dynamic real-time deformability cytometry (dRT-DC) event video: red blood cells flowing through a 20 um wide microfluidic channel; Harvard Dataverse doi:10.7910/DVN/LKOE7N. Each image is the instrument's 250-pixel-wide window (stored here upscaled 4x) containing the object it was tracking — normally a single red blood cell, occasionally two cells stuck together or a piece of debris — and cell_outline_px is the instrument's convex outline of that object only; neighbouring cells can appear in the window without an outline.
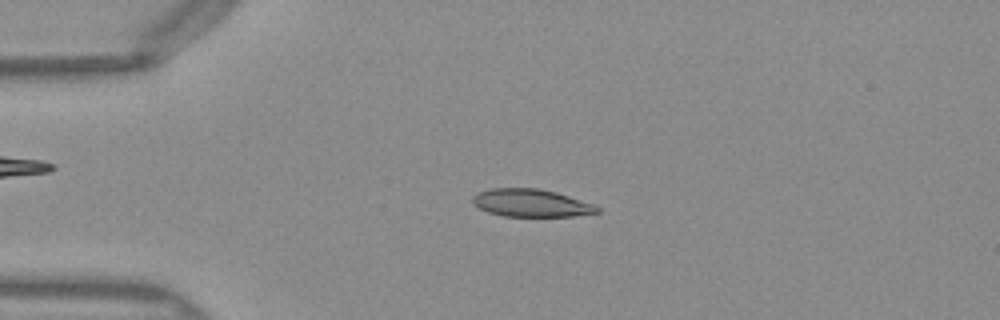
{"species": "Egyptian fruit bat (a non-hibernating species)", "species_latin": "Rousettus aegyptiacus", "temperature_condition": "warm", "stored_images_in_passage": 49, "camera_frame_rate_fps": 3000, "um_per_image_px": 0.085, "frame": {"image": 1, "passage_image": 11, "time_ms": 3.333, "image_size_px": [1000, 320], "cell_outline_px": [[600, 212], [572, 216], [504, 216], [488, 212], [480, 208], [472, 200], [472, 196], [476, 192], [492, 188], [536, 188], [556, 192], [596, 204], [600, 208]], "centroid_in_image_um": [45.17, 17.25], "position_along_channel_um": 39.8, "area_um2": 20.11}}
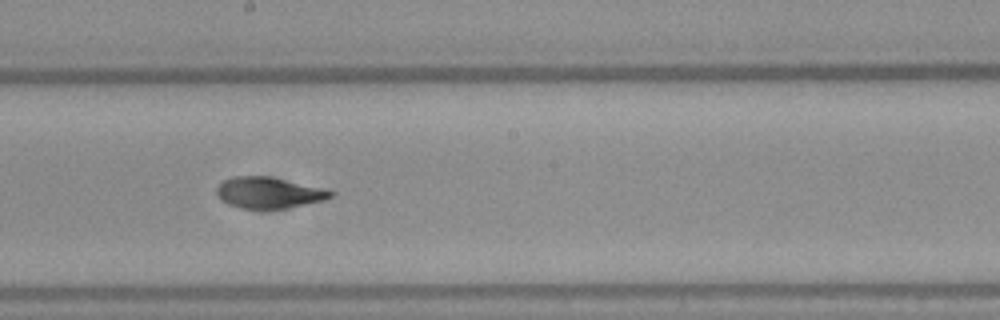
{"frame": {"image": 2, "passage_image": 27, "time_ms": 8.667, "image_size_px": [1000, 320], "cell_outline_px": [[336, 192], [332, 196], [324, 200], [284, 208], [240, 208], [228, 204], [220, 200], [216, 192], [216, 188], [224, 180], [232, 176], [268, 176], [324, 188]], "centroid_in_image_um": [22.83, 16.37], "position_along_channel_um": 225.4, "area_um2": 20.52}}
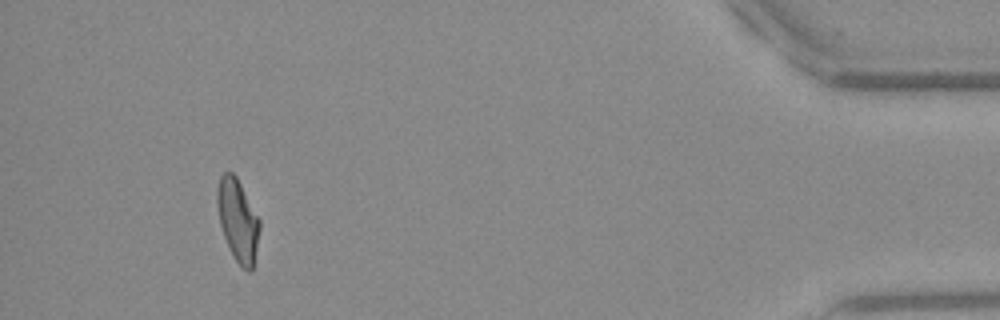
{"frame": {"image": 3, "passage_image": 46, "time_ms": 15.0, "image_size_px": [1000, 320], "cell_outline_px": [[260, 228], [252, 272], [248, 272], [232, 256], [224, 236], [220, 224], [216, 204], [216, 192], [220, 176], [224, 172], [232, 172], [236, 176], [260, 220]], "centroid_in_image_um": [20.2, 18.71], "position_along_channel_um": 415.0, "area_um2": 20.23}, "authors_computed_cell_mechanics": {"area_um2": 20.519, "velocity_mm_per_s": 4.0247, "shape_relaxation_time_tau1_ms": null, "shape_relaxation_time_tau2_ms": 1.163, "deformation_change_tau1": null, "deformation_change_tau2": 0.0744}}